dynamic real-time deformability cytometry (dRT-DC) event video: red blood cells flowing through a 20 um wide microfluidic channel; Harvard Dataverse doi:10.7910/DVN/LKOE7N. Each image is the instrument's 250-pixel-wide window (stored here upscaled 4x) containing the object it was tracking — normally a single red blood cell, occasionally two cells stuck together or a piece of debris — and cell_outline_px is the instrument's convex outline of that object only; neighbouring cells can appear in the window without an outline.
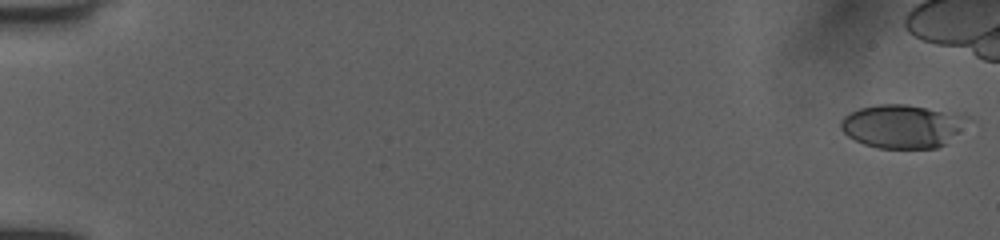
{"species": "human", "species_latin": "Homo sapiens", "temperature_condition": "room temperature", "stored_images_in_passage": 44, "camera_frame_rate_fps": 3000, "um_per_image_px": 0.085, "donor": {"sex": "female"}, "frame": {"image": 1, "passage_image": 1, "time_ms": 0.0, "image_size_px": [1000, 240], "cell_outline_px": [[968, 116], [960, 128], [944, 144], [936, 148], [876, 148], [864, 144], [848, 136], [840, 128], [840, 120], [848, 112], [860, 108], [876, 104], [908, 104], [964, 112]], "centroid_in_image_um": [76.67, 10.69], "position_along_channel_um": 8.3, "area_um2": 32.31}}
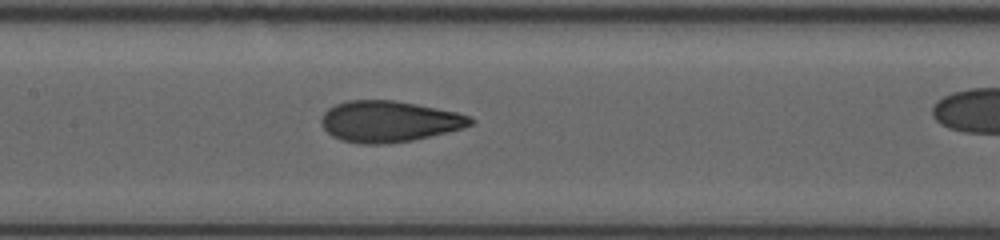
{"frame": {"image": 2, "passage_image": 27, "time_ms": 8.667, "image_size_px": [1000, 240], "cell_outline_px": [[476, 120], [472, 124], [464, 128], [448, 132], [412, 140], [384, 144], [360, 144], [340, 140], [332, 136], [320, 124], [320, 120], [324, 112], [328, 108], [336, 104], [348, 100], [392, 100], [416, 104], [456, 112], [468, 116]], "centroid_in_image_um": [33.04, 10.33], "position_along_channel_um": 174.4, "area_um2": 35.78}}
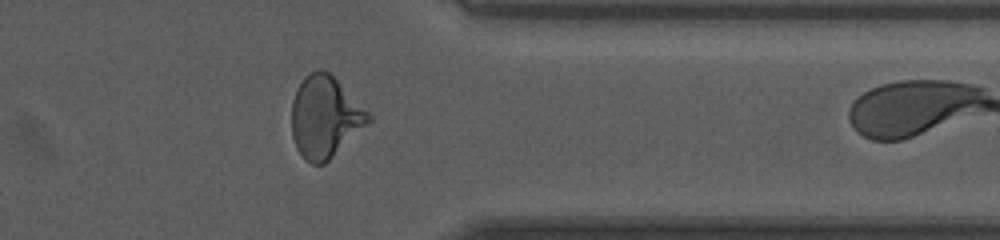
{"frame": {"image": 3, "passage_image": 43, "time_ms": 14.0, "image_size_px": [1000, 240], "cell_outline_px": [[372, 120], [324, 164], [312, 164], [296, 148], [292, 136], [292, 100], [304, 76], [308, 72], [316, 68], [320, 68], [328, 72], [372, 116]], "centroid_in_image_um": [27.6, 9.93], "position_along_channel_um": 383.8, "area_um2": 35.89}}